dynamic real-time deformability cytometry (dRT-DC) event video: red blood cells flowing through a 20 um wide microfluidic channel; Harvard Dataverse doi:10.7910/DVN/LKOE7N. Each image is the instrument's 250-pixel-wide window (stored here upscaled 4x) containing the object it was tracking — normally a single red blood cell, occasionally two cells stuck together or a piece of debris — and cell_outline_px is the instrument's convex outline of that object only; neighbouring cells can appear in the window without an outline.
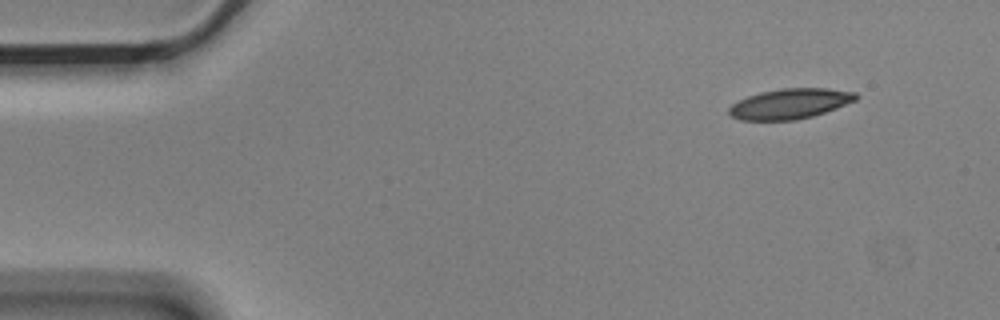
{"species": "Egyptian fruit bat (a non-hibernating species)", "species_latin": "Rousettus aegyptiacus", "temperature_condition": "cold", "stored_images_in_passage": 3, "camera_frame_rate_fps": 3000, "um_per_image_px": 0.085, "animal": {"sex": "male"}, "frame": {"image": 1, "passage_image": 1, "time_ms": 0.0, "image_size_px": [1000, 320], "cell_outline_px": [[860, 96], [856, 100], [836, 108], [812, 116], [796, 120], [740, 120], [732, 116], [728, 112], [728, 108], [732, 104], [748, 96], [760, 92], [780, 88], [828, 88], [856, 92]], "centroid_in_image_um": [67.16, 8.81], "position_along_channel_um": 17.8, "area_um2": 22.37}}